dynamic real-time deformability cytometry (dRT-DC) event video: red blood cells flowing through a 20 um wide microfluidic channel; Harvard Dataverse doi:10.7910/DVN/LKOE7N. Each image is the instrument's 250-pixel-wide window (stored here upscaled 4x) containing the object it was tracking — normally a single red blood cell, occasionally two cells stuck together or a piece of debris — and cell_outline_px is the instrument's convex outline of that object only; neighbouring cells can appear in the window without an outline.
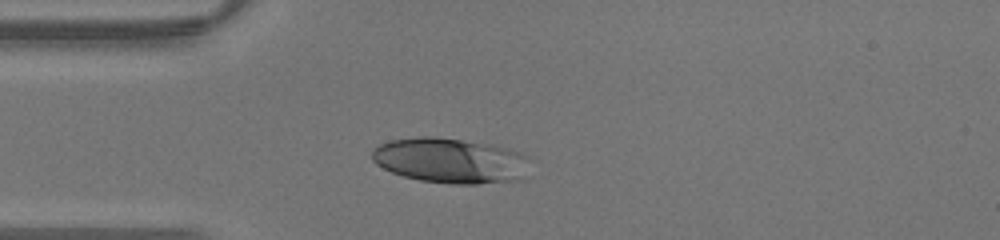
{"species": "human", "species_latin": "Homo sapiens", "temperature_condition": "warm", "stored_images_in_passage": 24, "camera_frame_rate_fps": 3000, "um_per_image_px": 0.085, "donor": {"sex": "male"}, "frame": {"image": 1, "passage_image": 1, "time_ms": 0.0, "image_size_px": [1000, 240], "cell_outline_px": [[528, 156], [520, 180], [476, 184], [452, 184], [420, 180], [404, 176], [392, 172], [376, 164], [372, 160], [372, 152], [380, 144], [392, 140], [420, 136], [432, 136], [492, 144], [520, 152]], "centroid_in_image_um": [38.25, 13.64], "position_along_channel_um": 46.8, "area_um2": 41.21}}
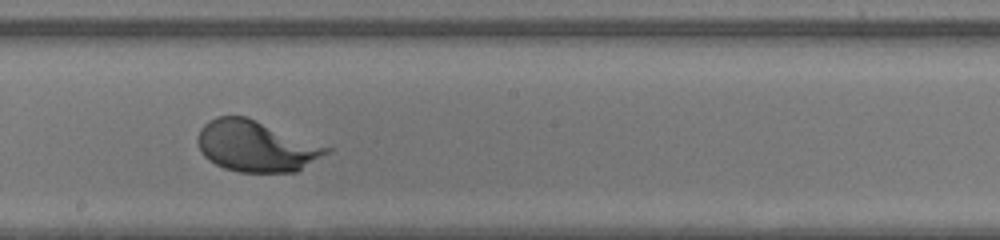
{"frame": {"image": 2, "passage_image": 13, "time_ms": 4.0, "image_size_px": [1000, 240], "cell_outline_px": [[332, 148], [328, 152], [296, 172], [240, 172], [224, 168], [208, 160], [200, 152], [196, 140], [200, 128], [208, 120], [216, 116], [248, 116]], "centroid_in_image_um": [21.72, 12.4], "position_along_channel_um": 226.5, "area_um2": 38.44}}
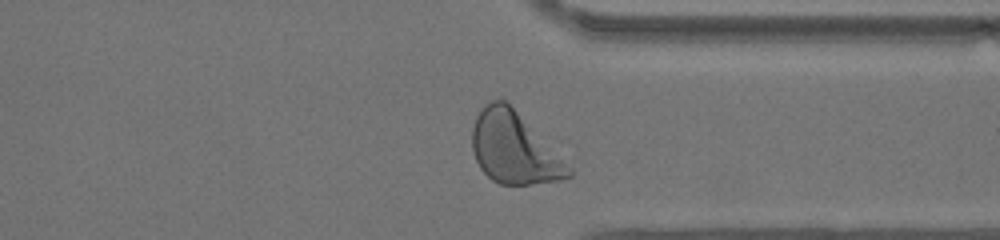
{"frame": {"image": 3, "passage_image": 22, "time_ms": 7.0, "image_size_px": [1000, 240], "cell_outline_px": [[572, 176], [560, 180], [532, 184], [500, 184], [492, 180], [480, 168], [476, 160], [472, 148], [472, 128], [476, 116], [484, 104], [492, 100], [504, 100], [572, 168]], "centroid_in_image_um": [43.66, 12.62], "position_along_channel_um": 367.7, "area_um2": 39.3}}